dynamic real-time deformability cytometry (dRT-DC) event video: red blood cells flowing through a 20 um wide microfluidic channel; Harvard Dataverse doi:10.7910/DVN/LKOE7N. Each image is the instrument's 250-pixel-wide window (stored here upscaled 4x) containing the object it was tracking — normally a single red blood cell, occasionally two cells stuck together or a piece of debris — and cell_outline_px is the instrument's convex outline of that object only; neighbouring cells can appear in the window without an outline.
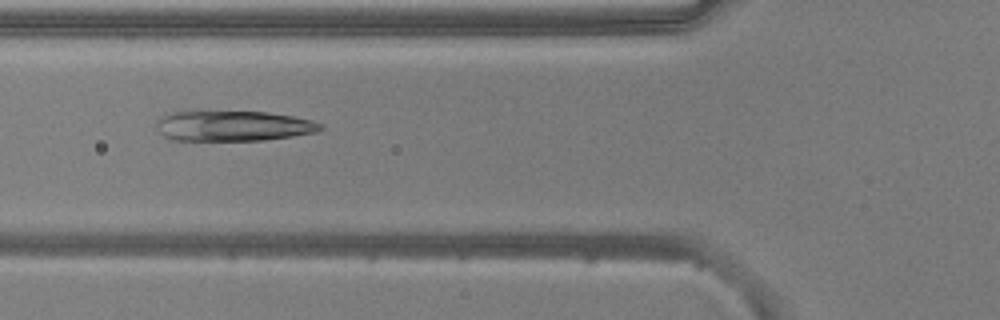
{"species": "common noctule bat (a hibernating species)", "species_latin": "Nyctalus noctula", "temperature_condition": "warm", "stored_images_in_passage": 51, "camera_frame_rate_fps": 3000, "um_per_image_px": 0.085, "animal": {"sex": "male", "body_mass_g": 20.5, "forearm_length_mm": 52.5}, "frame": {"image": 1, "passage_image": 18, "time_ms": 5.667, "image_size_px": [1000, 320], "cell_outline_px": [[324, 128], [316, 132], [292, 136], [264, 140], [172, 140], [164, 136], [156, 128], [156, 120], [172, 112], [196, 108], [200, 108], [268, 112], [292, 116], [312, 120], [324, 124]], "centroid_in_image_um": [19.76, 10.65], "position_along_channel_um": 106.0, "area_um2": 30.29}}
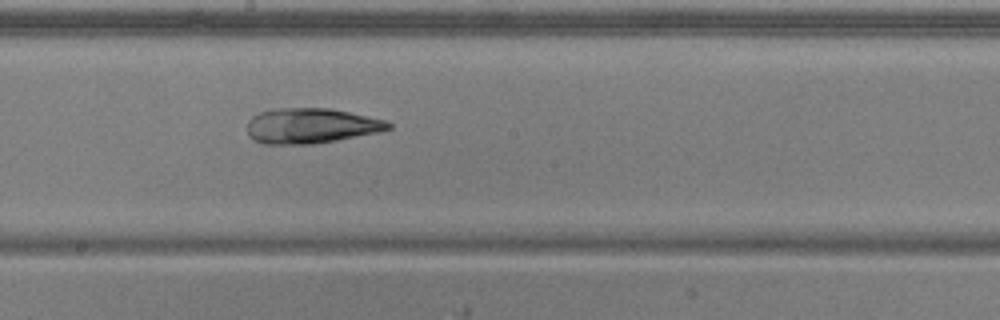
{"frame": {"image": 2, "passage_image": 27, "time_ms": 8.667, "image_size_px": [1000, 320], "cell_outline_px": [[392, 128], [376, 132], [316, 144], [264, 144], [252, 140], [248, 136], [248, 120], [252, 116], [260, 112], [272, 108], [332, 108], [388, 120], [392, 124]], "centroid_in_image_um": [26.41, 10.68], "position_along_channel_um": 221.8, "area_um2": 29.25}}
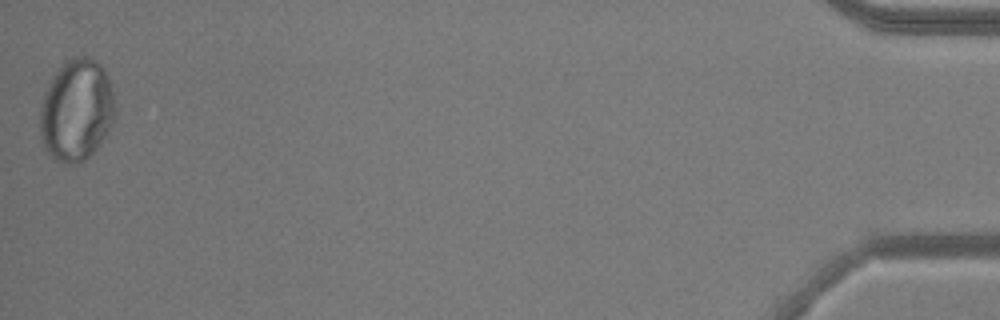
{"frame": {"image": 3, "passage_image": 51, "time_ms": 16.667, "image_size_px": [1000, 320], "cell_outline_px": [[116, 112], [108, 132], [96, 148], [84, 160], [76, 164], [64, 164], [56, 160], [44, 148], [40, 140], [40, 104], [44, 92], [52, 76], [64, 60], [72, 56], [88, 56], [96, 60], [104, 68], [108, 76], [116, 100]], "centroid_in_image_um": [6.5, 9.33], "position_along_channel_um": 428.7, "area_um2": 45.37}}